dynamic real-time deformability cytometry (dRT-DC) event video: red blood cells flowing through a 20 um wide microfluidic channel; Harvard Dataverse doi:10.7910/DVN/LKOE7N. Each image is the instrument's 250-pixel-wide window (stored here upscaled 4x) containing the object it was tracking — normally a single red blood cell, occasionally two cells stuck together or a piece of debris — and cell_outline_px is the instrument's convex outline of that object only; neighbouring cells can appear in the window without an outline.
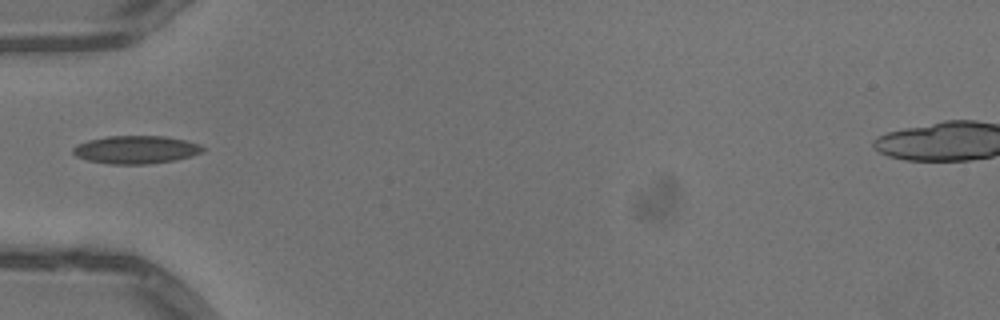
{"species": "common noctule bat (a hibernating species)", "species_latin": "Nyctalus noctula", "temperature_condition": "warm", "stored_images_in_passage": 28, "camera_frame_rate_fps": 3000, "um_per_image_px": 0.085, "animal": {"sex": "male", "body_mass_g": 13.3}, "frame": {"image": 1, "passage_image": 1, "time_ms": 0.0, "image_size_px": [1000, 320], "cell_outline_px": [[204, 152], [192, 156], [176, 160], [148, 164], [108, 164], [88, 160], [76, 156], [72, 152], [72, 148], [76, 144], [88, 140], [108, 136], [164, 136], [184, 140], [200, 144], [204, 148]], "centroid_in_image_um": [11.56, 12.72], "position_along_channel_um": 73.4, "area_um2": 21.27}}
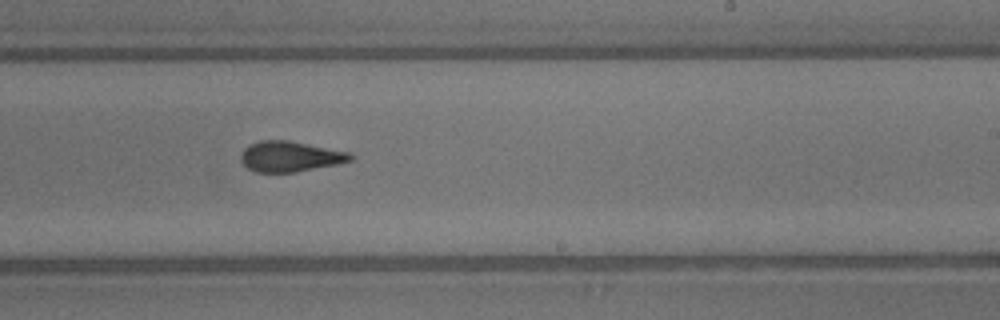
{"frame": {"image": 2, "passage_image": 15, "time_ms": 4.667, "image_size_px": [1000, 320], "cell_outline_px": [[356, 156], [352, 160], [336, 164], [296, 172], [256, 172], [248, 168], [240, 160], [240, 156], [244, 148], [248, 144], [260, 140], [288, 140], [348, 152]], "centroid_in_image_um": [24.63, 13.29], "position_along_channel_um": 264.4, "area_um2": 19.42}}
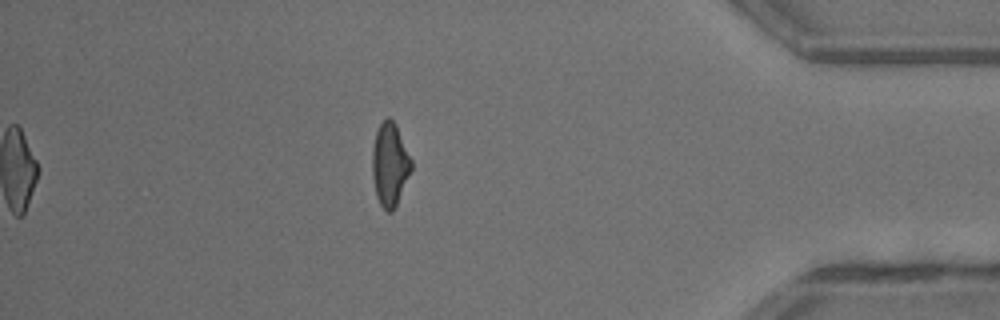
{"frame": {"image": 3, "passage_image": 28, "time_ms": 9.0, "image_size_px": [1000, 320], "cell_outline_px": [[412, 168], [396, 204], [392, 212], [388, 212], [380, 204], [376, 196], [372, 176], [372, 148], [376, 132], [380, 124], [388, 116], [396, 124], [412, 160]], "centroid_in_image_um": [33.12, 13.96], "position_along_channel_um": 402.1, "area_um2": 18.79}, "authors_computed_cell_mechanics": {"area_um2": 19.8543, "velocity_mm_per_s": 4.0666, "shape_relaxation_time_tau1_ms": 6.4455, "shape_relaxation_time_tau2_ms": 1.8978, "deformation_change_tau1": 0.1532, "deformation_change_tau2": 0.0863}}